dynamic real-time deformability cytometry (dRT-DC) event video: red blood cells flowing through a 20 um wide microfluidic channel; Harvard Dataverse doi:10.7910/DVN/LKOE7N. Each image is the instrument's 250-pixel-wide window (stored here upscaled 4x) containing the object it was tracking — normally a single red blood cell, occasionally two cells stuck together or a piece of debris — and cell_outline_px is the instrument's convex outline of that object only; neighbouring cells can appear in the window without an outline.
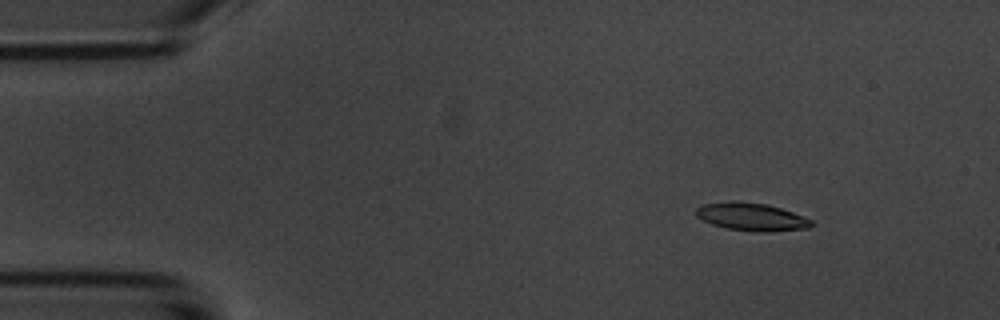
{"species": "common noctule bat (a hibernating species)", "species_latin": "Nyctalus noctula", "temperature_condition": "room temperature", "stored_images_in_passage": 4, "camera_frame_rate_fps": 3000, "um_per_image_px": 0.085, "animal": {"sex": "male", "body_mass_g": 20.1, "forearm_length_mm": 53.5}, "frame": {"image": 1, "passage_image": 2, "time_ms": 1.333, "image_size_px": [1000, 320], "cell_outline_px": [[816, 224], [808, 228], [768, 232], [756, 232], [728, 228], [712, 224], [696, 216], [696, 208], [704, 204], [736, 200], [764, 204], [780, 208], [792, 212], [812, 220]], "centroid_in_image_um": [63.9, 18.43], "position_along_channel_um": 21.1, "area_um2": 18.61}}
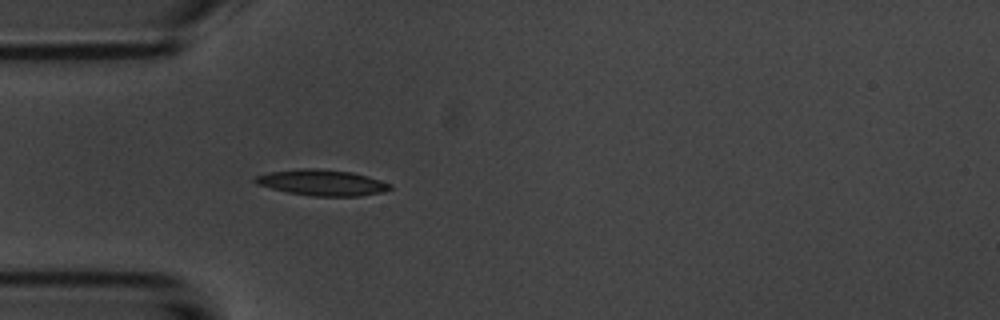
{"frame": {"image": 2, "passage_image": 4, "time_ms": 4.333, "image_size_px": [1000, 320], "cell_outline_px": [[392, 188], [384, 192], [360, 196], [312, 196], [288, 192], [256, 184], [252, 180], [252, 176], [268, 172], [300, 168], [316, 168], [352, 172], [380, 180], [392, 184]], "centroid_in_image_um": [27.34, 15.51], "position_along_channel_um": 57.7, "area_um2": 20.52}}